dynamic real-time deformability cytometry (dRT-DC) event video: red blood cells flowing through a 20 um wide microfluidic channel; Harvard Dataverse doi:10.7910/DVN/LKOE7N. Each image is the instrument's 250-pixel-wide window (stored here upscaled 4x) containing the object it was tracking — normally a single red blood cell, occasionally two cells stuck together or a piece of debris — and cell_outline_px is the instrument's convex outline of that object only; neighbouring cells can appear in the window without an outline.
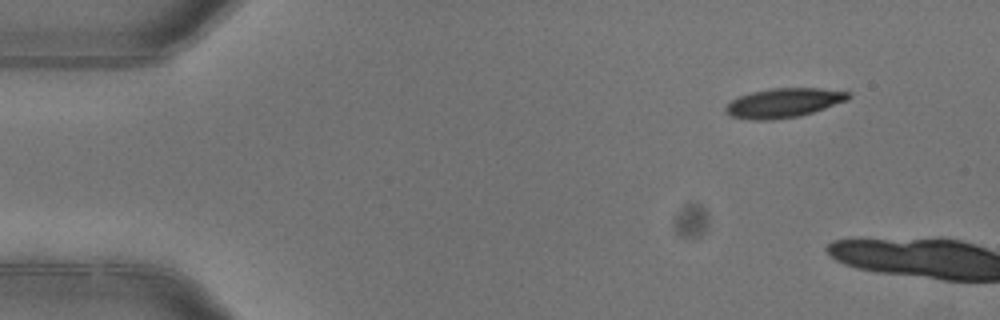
{"species": "common noctule bat (a hibernating species)", "species_latin": "Nyctalus noctula", "temperature_condition": "warm", "stored_images_in_passage": 2, "camera_frame_rate_fps": 3000, "um_per_image_px": 0.085, "animal": {"sex": "female"}, "frame": {"image": 1, "passage_image": 1, "time_ms": 0.0, "image_size_px": [1000, 320], "cell_outline_px": [[852, 96], [848, 100], [800, 116], [772, 120], [752, 120], [732, 116], [724, 112], [724, 108], [732, 100], [740, 96], [752, 92], [772, 88], [820, 88], [852, 92]], "centroid_in_image_um": [66.63, 8.74], "position_along_channel_um": 18.4, "area_um2": 20.98}}